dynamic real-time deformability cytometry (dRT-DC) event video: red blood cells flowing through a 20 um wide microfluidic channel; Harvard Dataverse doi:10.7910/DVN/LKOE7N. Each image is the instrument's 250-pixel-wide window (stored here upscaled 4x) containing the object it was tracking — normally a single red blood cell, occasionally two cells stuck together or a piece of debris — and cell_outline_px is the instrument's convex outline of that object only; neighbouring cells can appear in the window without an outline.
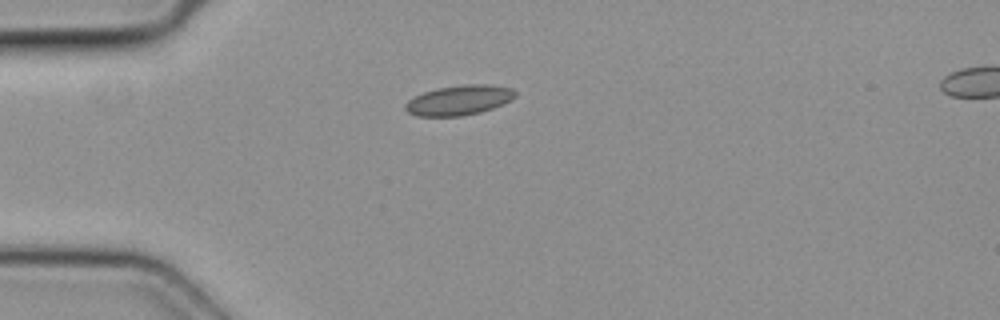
{"species": "common noctule bat (a hibernating species)", "species_latin": "Nyctalus noctula", "temperature_condition": "cold", "stored_images_in_passage": 36, "camera_frame_rate_fps": 3000, "um_per_image_px": 0.085, "animal": {"sex": "female", "body_mass_g": 19.3, "forearm_length_mm": 54.1}, "frame": {"image": 1, "passage_image": 1, "time_ms": 0.0, "image_size_px": [1000, 320], "cell_outline_px": [[516, 96], [512, 100], [492, 108], [480, 112], [460, 116], [416, 116], [408, 112], [404, 108], [404, 104], [408, 100], [424, 92], [436, 88], [464, 84], [492, 84], [512, 88], [516, 92]], "centroid_in_image_um": [39.03, 8.5], "position_along_channel_um": 46.0, "area_um2": 19.25}}
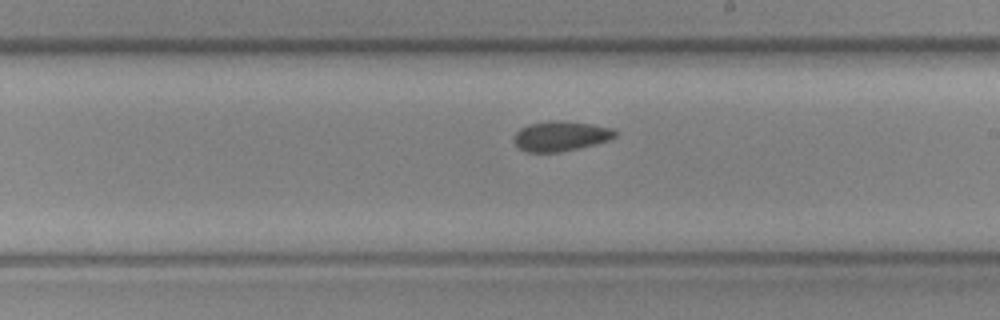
{"frame": {"image": 2, "passage_image": 16, "time_ms": 5.0, "image_size_px": [1000, 320], "cell_outline_px": [[616, 136], [608, 140], [560, 152], [528, 152], [520, 148], [512, 140], [512, 136], [520, 128], [528, 124], [548, 120], [556, 120], [588, 124], [612, 128], [616, 132]], "centroid_in_image_um": [47.58, 11.56], "position_along_channel_um": 241.4, "area_um2": 17.46}}
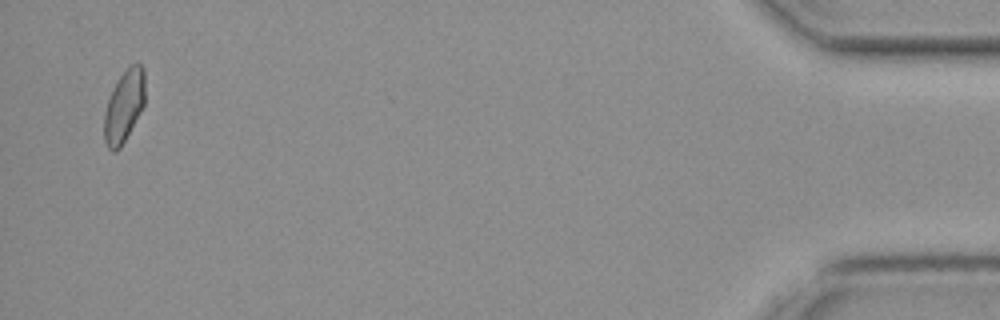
{"frame": {"image": 3, "passage_image": 35, "time_ms": 11.333, "image_size_px": [1000, 320], "cell_outline_px": [[144, 104], [140, 112], [120, 148], [116, 152], [112, 152], [108, 148], [104, 140], [104, 112], [112, 88], [128, 64], [136, 60], [144, 68]], "centroid_in_image_um": [10.53, 8.97], "position_along_channel_um": 424.7, "area_um2": 17.28}}